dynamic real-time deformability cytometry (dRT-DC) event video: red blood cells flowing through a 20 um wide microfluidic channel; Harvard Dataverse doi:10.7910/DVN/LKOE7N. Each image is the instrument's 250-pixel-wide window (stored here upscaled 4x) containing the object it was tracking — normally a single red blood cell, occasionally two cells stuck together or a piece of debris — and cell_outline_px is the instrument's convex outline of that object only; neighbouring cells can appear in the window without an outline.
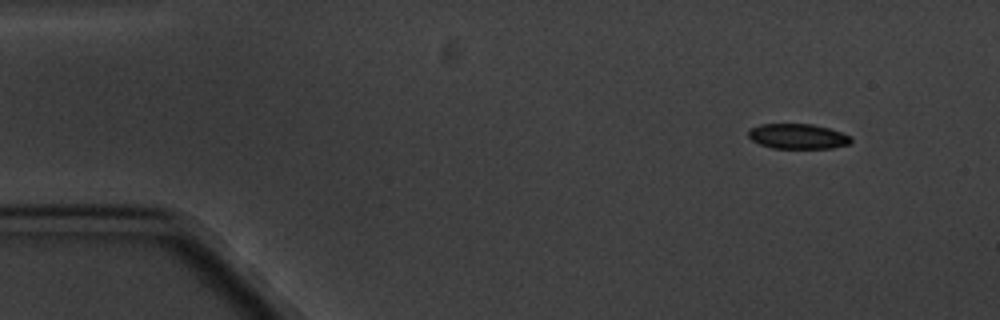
{"species": "common noctule bat (a hibernating species)", "species_latin": "Nyctalus noctula", "temperature_condition": "cold", "stored_images_in_passage": 4, "camera_frame_rate_fps": 3000, "um_per_image_px": 0.085, "animal": {"sex": "male", "body_mass_g": 20.1, "forearm_length_mm": 53.5}, "frame": {"image": 1, "passage_image": 1, "time_ms": 0.0, "image_size_px": [1000, 320], "cell_outline_px": [[852, 140], [848, 144], [832, 148], [772, 148], [760, 144], [752, 140], [748, 136], [748, 132], [752, 128], [760, 124], [812, 124], [828, 128], [852, 136]], "centroid_in_image_um": [67.82, 11.59], "position_along_channel_um": 17.2, "area_um2": 14.91}}
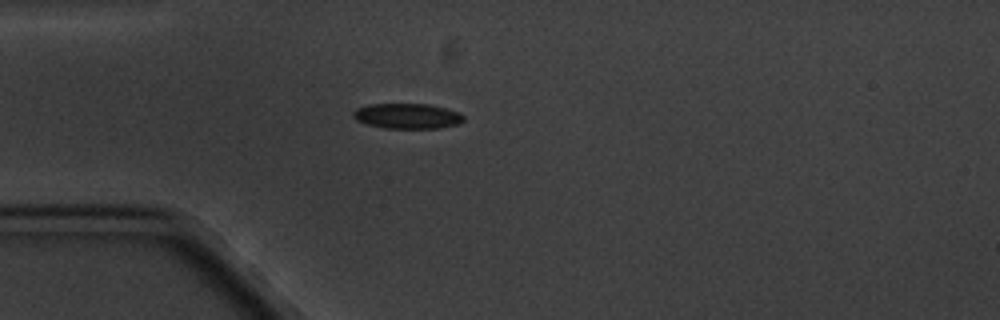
{"frame": {"image": 2, "passage_image": 4, "time_ms": 3.333, "image_size_px": [1000, 320], "cell_outline_px": [[464, 120], [460, 124], [440, 128], [384, 128], [368, 124], [356, 120], [352, 116], [352, 112], [356, 108], [368, 104], [428, 104], [460, 112], [464, 116]], "centroid_in_image_um": [34.62, 9.86], "position_along_channel_um": 50.4, "area_um2": 16.36}}